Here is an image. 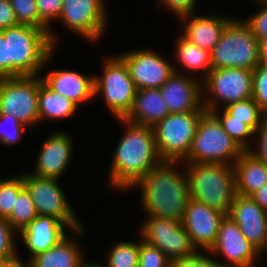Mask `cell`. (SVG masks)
<instances>
[{
	"label": "cell",
	"mask_w": 267,
	"mask_h": 267,
	"mask_svg": "<svg viewBox=\"0 0 267 267\" xmlns=\"http://www.w3.org/2000/svg\"><path fill=\"white\" fill-rule=\"evenodd\" d=\"M118 120L125 126V133L115 147L107 183L113 190L129 192L163 160L157 151L153 127Z\"/></svg>",
	"instance_id": "6da1fadb"
},
{
	"label": "cell",
	"mask_w": 267,
	"mask_h": 267,
	"mask_svg": "<svg viewBox=\"0 0 267 267\" xmlns=\"http://www.w3.org/2000/svg\"><path fill=\"white\" fill-rule=\"evenodd\" d=\"M179 166L183 171L178 169ZM137 188L141 190V208L145 215L183 221L190 191L182 161H162L131 187V190Z\"/></svg>",
	"instance_id": "7a4b0ae2"
},
{
	"label": "cell",
	"mask_w": 267,
	"mask_h": 267,
	"mask_svg": "<svg viewBox=\"0 0 267 267\" xmlns=\"http://www.w3.org/2000/svg\"><path fill=\"white\" fill-rule=\"evenodd\" d=\"M2 32L8 40V77L40 75L57 52L41 28L18 24Z\"/></svg>",
	"instance_id": "3957f363"
},
{
	"label": "cell",
	"mask_w": 267,
	"mask_h": 267,
	"mask_svg": "<svg viewBox=\"0 0 267 267\" xmlns=\"http://www.w3.org/2000/svg\"><path fill=\"white\" fill-rule=\"evenodd\" d=\"M190 198L228 215L237 195L234 166L221 163L183 162Z\"/></svg>",
	"instance_id": "277c9868"
},
{
	"label": "cell",
	"mask_w": 267,
	"mask_h": 267,
	"mask_svg": "<svg viewBox=\"0 0 267 267\" xmlns=\"http://www.w3.org/2000/svg\"><path fill=\"white\" fill-rule=\"evenodd\" d=\"M260 63L258 39L240 18H231L220 40L211 51L212 69L244 68L253 70Z\"/></svg>",
	"instance_id": "5b68a950"
},
{
	"label": "cell",
	"mask_w": 267,
	"mask_h": 267,
	"mask_svg": "<svg viewBox=\"0 0 267 267\" xmlns=\"http://www.w3.org/2000/svg\"><path fill=\"white\" fill-rule=\"evenodd\" d=\"M243 152L218 119L206 111L198 122L190 152L182 162L233 165Z\"/></svg>",
	"instance_id": "8992f818"
},
{
	"label": "cell",
	"mask_w": 267,
	"mask_h": 267,
	"mask_svg": "<svg viewBox=\"0 0 267 267\" xmlns=\"http://www.w3.org/2000/svg\"><path fill=\"white\" fill-rule=\"evenodd\" d=\"M104 59L102 74L94 75V99L102 96L115 119H124L132 109L137 88L118 55Z\"/></svg>",
	"instance_id": "52a82bcc"
},
{
	"label": "cell",
	"mask_w": 267,
	"mask_h": 267,
	"mask_svg": "<svg viewBox=\"0 0 267 267\" xmlns=\"http://www.w3.org/2000/svg\"><path fill=\"white\" fill-rule=\"evenodd\" d=\"M253 70L212 69L202 81L203 106L207 112L252 97ZM207 96V97H206Z\"/></svg>",
	"instance_id": "ba28073f"
},
{
	"label": "cell",
	"mask_w": 267,
	"mask_h": 267,
	"mask_svg": "<svg viewBox=\"0 0 267 267\" xmlns=\"http://www.w3.org/2000/svg\"><path fill=\"white\" fill-rule=\"evenodd\" d=\"M205 112L170 113L153 126L157 151L163 161H183L188 156Z\"/></svg>",
	"instance_id": "9c48e42d"
},
{
	"label": "cell",
	"mask_w": 267,
	"mask_h": 267,
	"mask_svg": "<svg viewBox=\"0 0 267 267\" xmlns=\"http://www.w3.org/2000/svg\"><path fill=\"white\" fill-rule=\"evenodd\" d=\"M40 75L0 78V114H12L26 127L39 123Z\"/></svg>",
	"instance_id": "30bf717a"
},
{
	"label": "cell",
	"mask_w": 267,
	"mask_h": 267,
	"mask_svg": "<svg viewBox=\"0 0 267 267\" xmlns=\"http://www.w3.org/2000/svg\"><path fill=\"white\" fill-rule=\"evenodd\" d=\"M24 187L30 193L38 215L52 216L63 222L71 231L83 226L76 215L59 179L23 173Z\"/></svg>",
	"instance_id": "8fae6325"
},
{
	"label": "cell",
	"mask_w": 267,
	"mask_h": 267,
	"mask_svg": "<svg viewBox=\"0 0 267 267\" xmlns=\"http://www.w3.org/2000/svg\"><path fill=\"white\" fill-rule=\"evenodd\" d=\"M138 232L143 241L160 249L171 261L199 251L182 222L174 219L146 216Z\"/></svg>",
	"instance_id": "7c38bea8"
},
{
	"label": "cell",
	"mask_w": 267,
	"mask_h": 267,
	"mask_svg": "<svg viewBox=\"0 0 267 267\" xmlns=\"http://www.w3.org/2000/svg\"><path fill=\"white\" fill-rule=\"evenodd\" d=\"M106 6L105 0H62L58 21L86 41L97 43L109 26Z\"/></svg>",
	"instance_id": "4fadbf2b"
},
{
	"label": "cell",
	"mask_w": 267,
	"mask_h": 267,
	"mask_svg": "<svg viewBox=\"0 0 267 267\" xmlns=\"http://www.w3.org/2000/svg\"><path fill=\"white\" fill-rule=\"evenodd\" d=\"M208 252L224 258L225 262L217 260L223 267H254L262 254L228 215L222 219L217 240Z\"/></svg>",
	"instance_id": "5bb4252c"
},
{
	"label": "cell",
	"mask_w": 267,
	"mask_h": 267,
	"mask_svg": "<svg viewBox=\"0 0 267 267\" xmlns=\"http://www.w3.org/2000/svg\"><path fill=\"white\" fill-rule=\"evenodd\" d=\"M119 54L137 90L160 88L175 72L172 62L149 48Z\"/></svg>",
	"instance_id": "9a60e30c"
},
{
	"label": "cell",
	"mask_w": 267,
	"mask_h": 267,
	"mask_svg": "<svg viewBox=\"0 0 267 267\" xmlns=\"http://www.w3.org/2000/svg\"><path fill=\"white\" fill-rule=\"evenodd\" d=\"M225 215L217 209L190 198L182 225L199 251H209L213 247Z\"/></svg>",
	"instance_id": "2e32d148"
},
{
	"label": "cell",
	"mask_w": 267,
	"mask_h": 267,
	"mask_svg": "<svg viewBox=\"0 0 267 267\" xmlns=\"http://www.w3.org/2000/svg\"><path fill=\"white\" fill-rule=\"evenodd\" d=\"M70 134L57 130L47 136L38 151L34 174L39 177L60 179L72 160L74 145Z\"/></svg>",
	"instance_id": "e0dca14e"
},
{
	"label": "cell",
	"mask_w": 267,
	"mask_h": 267,
	"mask_svg": "<svg viewBox=\"0 0 267 267\" xmlns=\"http://www.w3.org/2000/svg\"><path fill=\"white\" fill-rule=\"evenodd\" d=\"M84 226L70 230L63 222L55 217L47 215H38L30 224L24 228L19 236L24 247L29 251L28 262L40 253L49 250L62 240L68 233L82 236L85 232Z\"/></svg>",
	"instance_id": "ac0fdd59"
},
{
	"label": "cell",
	"mask_w": 267,
	"mask_h": 267,
	"mask_svg": "<svg viewBox=\"0 0 267 267\" xmlns=\"http://www.w3.org/2000/svg\"><path fill=\"white\" fill-rule=\"evenodd\" d=\"M170 113L206 111L202 81L182 72H174L159 88Z\"/></svg>",
	"instance_id": "d6986e66"
},
{
	"label": "cell",
	"mask_w": 267,
	"mask_h": 267,
	"mask_svg": "<svg viewBox=\"0 0 267 267\" xmlns=\"http://www.w3.org/2000/svg\"><path fill=\"white\" fill-rule=\"evenodd\" d=\"M228 216L239 226L245 238L263 254L267 249V212L250 196L237 194Z\"/></svg>",
	"instance_id": "ffe728a7"
},
{
	"label": "cell",
	"mask_w": 267,
	"mask_h": 267,
	"mask_svg": "<svg viewBox=\"0 0 267 267\" xmlns=\"http://www.w3.org/2000/svg\"><path fill=\"white\" fill-rule=\"evenodd\" d=\"M40 76L43 82L54 92L67 97L77 106L94 98V75H85L79 71L52 69Z\"/></svg>",
	"instance_id": "44dd1931"
},
{
	"label": "cell",
	"mask_w": 267,
	"mask_h": 267,
	"mask_svg": "<svg viewBox=\"0 0 267 267\" xmlns=\"http://www.w3.org/2000/svg\"><path fill=\"white\" fill-rule=\"evenodd\" d=\"M191 15L180 18L181 34L201 49L212 51L232 17L215 15ZM184 27V28H183Z\"/></svg>",
	"instance_id": "7402d4cb"
},
{
	"label": "cell",
	"mask_w": 267,
	"mask_h": 267,
	"mask_svg": "<svg viewBox=\"0 0 267 267\" xmlns=\"http://www.w3.org/2000/svg\"><path fill=\"white\" fill-rule=\"evenodd\" d=\"M169 114L159 88L138 89L132 109L124 119L133 124L153 127Z\"/></svg>",
	"instance_id": "603a6c76"
},
{
	"label": "cell",
	"mask_w": 267,
	"mask_h": 267,
	"mask_svg": "<svg viewBox=\"0 0 267 267\" xmlns=\"http://www.w3.org/2000/svg\"><path fill=\"white\" fill-rule=\"evenodd\" d=\"M174 55L176 58L175 61L178 63L177 68L176 65L174 66L176 72L180 73L182 70L183 74L198 79L201 77L200 80L203 81L212 70L211 52L199 48L193 42L186 39L181 33L175 40Z\"/></svg>",
	"instance_id": "cb8c5ba5"
},
{
	"label": "cell",
	"mask_w": 267,
	"mask_h": 267,
	"mask_svg": "<svg viewBox=\"0 0 267 267\" xmlns=\"http://www.w3.org/2000/svg\"><path fill=\"white\" fill-rule=\"evenodd\" d=\"M233 166L237 194L251 196L267 183V165L249 151H244Z\"/></svg>",
	"instance_id": "d4e9b609"
},
{
	"label": "cell",
	"mask_w": 267,
	"mask_h": 267,
	"mask_svg": "<svg viewBox=\"0 0 267 267\" xmlns=\"http://www.w3.org/2000/svg\"><path fill=\"white\" fill-rule=\"evenodd\" d=\"M72 235H66L49 250L33 257L30 267H79L85 260L83 249Z\"/></svg>",
	"instance_id": "484cf974"
},
{
	"label": "cell",
	"mask_w": 267,
	"mask_h": 267,
	"mask_svg": "<svg viewBox=\"0 0 267 267\" xmlns=\"http://www.w3.org/2000/svg\"><path fill=\"white\" fill-rule=\"evenodd\" d=\"M39 123L44 120L60 121L69 118L77 111L78 106L67 97L51 90L43 81L38 94Z\"/></svg>",
	"instance_id": "4316f807"
},
{
	"label": "cell",
	"mask_w": 267,
	"mask_h": 267,
	"mask_svg": "<svg viewBox=\"0 0 267 267\" xmlns=\"http://www.w3.org/2000/svg\"><path fill=\"white\" fill-rule=\"evenodd\" d=\"M211 113L218 119L222 128L244 151L250 150L253 146L250 139L256 136L255 131L249 125L239 119H233V116L229 115L223 108L212 110Z\"/></svg>",
	"instance_id": "83f0119b"
},
{
	"label": "cell",
	"mask_w": 267,
	"mask_h": 267,
	"mask_svg": "<svg viewBox=\"0 0 267 267\" xmlns=\"http://www.w3.org/2000/svg\"><path fill=\"white\" fill-rule=\"evenodd\" d=\"M139 241H117L107 252L105 267H138Z\"/></svg>",
	"instance_id": "f1b7e54d"
},
{
	"label": "cell",
	"mask_w": 267,
	"mask_h": 267,
	"mask_svg": "<svg viewBox=\"0 0 267 267\" xmlns=\"http://www.w3.org/2000/svg\"><path fill=\"white\" fill-rule=\"evenodd\" d=\"M38 216L30 193L24 188L15 199V204L6 220L20 233L30 222Z\"/></svg>",
	"instance_id": "f546056e"
},
{
	"label": "cell",
	"mask_w": 267,
	"mask_h": 267,
	"mask_svg": "<svg viewBox=\"0 0 267 267\" xmlns=\"http://www.w3.org/2000/svg\"><path fill=\"white\" fill-rule=\"evenodd\" d=\"M233 119H239L249 125L255 132L261 125L263 117L266 115L257 102L251 97L238 101L223 108Z\"/></svg>",
	"instance_id": "4dcf8cb0"
},
{
	"label": "cell",
	"mask_w": 267,
	"mask_h": 267,
	"mask_svg": "<svg viewBox=\"0 0 267 267\" xmlns=\"http://www.w3.org/2000/svg\"><path fill=\"white\" fill-rule=\"evenodd\" d=\"M0 178V217L7 218L18 194L25 188L22 173L11 178Z\"/></svg>",
	"instance_id": "1f68e13d"
},
{
	"label": "cell",
	"mask_w": 267,
	"mask_h": 267,
	"mask_svg": "<svg viewBox=\"0 0 267 267\" xmlns=\"http://www.w3.org/2000/svg\"><path fill=\"white\" fill-rule=\"evenodd\" d=\"M18 24L41 28L49 34L50 29L39 19L36 0H10Z\"/></svg>",
	"instance_id": "d6a6232c"
},
{
	"label": "cell",
	"mask_w": 267,
	"mask_h": 267,
	"mask_svg": "<svg viewBox=\"0 0 267 267\" xmlns=\"http://www.w3.org/2000/svg\"><path fill=\"white\" fill-rule=\"evenodd\" d=\"M12 114H0V142L3 146L14 145L22 139L27 130ZM8 129V130H7Z\"/></svg>",
	"instance_id": "836d02e7"
},
{
	"label": "cell",
	"mask_w": 267,
	"mask_h": 267,
	"mask_svg": "<svg viewBox=\"0 0 267 267\" xmlns=\"http://www.w3.org/2000/svg\"><path fill=\"white\" fill-rule=\"evenodd\" d=\"M17 236L19 233L5 218L0 217V259L11 260L19 256Z\"/></svg>",
	"instance_id": "e575fe53"
},
{
	"label": "cell",
	"mask_w": 267,
	"mask_h": 267,
	"mask_svg": "<svg viewBox=\"0 0 267 267\" xmlns=\"http://www.w3.org/2000/svg\"><path fill=\"white\" fill-rule=\"evenodd\" d=\"M39 19L50 29L49 38L56 47L58 40L55 30L51 27L52 21H58L62 11V0H36Z\"/></svg>",
	"instance_id": "d590c367"
},
{
	"label": "cell",
	"mask_w": 267,
	"mask_h": 267,
	"mask_svg": "<svg viewBox=\"0 0 267 267\" xmlns=\"http://www.w3.org/2000/svg\"><path fill=\"white\" fill-rule=\"evenodd\" d=\"M139 242L138 267H171L172 261L157 247L142 240Z\"/></svg>",
	"instance_id": "8d00e7d4"
},
{
	"label": "cell",
	"mask_w": 267,
	"mask_h": 267,
	"mask_svg": "<svg viewBox=\"0 0 267 267\" xmlns=\"http://www.w3.org/2000/svg\"><path fill=\"white\" fill-rule=\"evenodd\" d=\"M252 98L267 115V64L259 63L253 69Z\"/></svg>",
	"instance_id": "74e56055"
},
{
	"label": "cell",
	"mask_w": 267,
	"mask_h": 267,
	"mask_svg": "<svg viewBox=\"0 0 267 267\" xmlns=\"http://www.w3.org/2000/svg\"><path fill=\"white\" fill-rule=\"evenodd\" d=\"M254 1L259 6V10L244 21L250 26L255 38L259 40L267 38V1Z\"/></svg>",
	"instance_id": "f35d334b"
},
{
	"label": "cell",
	"mask_w": 267,
	"mask_h": 267,
	"mask_svg": "<svg viewBox=\"0 0 267 267\" xmlns=\"http://www.w3.org/2000/svg\"><path fill=\"white\" fill-rule=\"evenodd\" d=\"M207 253L210 257L206 255ZM211 256L208 251H198L192 256L173 260L171 267H223L216 258Z\"/></svg>",
	"instance_id": "ab89813d"
},
{
	"label": "cell",
	"mask_w": 267,
	"mask_h": 267,
	"mask_svg": "<svg viewBox=\"0 0 267 267\" xmlns=\"http://www.w3.org/2000/svg\"><path fill=\"white\" fill-rule=\"evenodd\" d=\"M197 0H158L157 2L160 7L166 8L167 11L172 13L175 17L179 19L188 15H191L192 13H195L194 10H196V2Z\"/></svg>",
	"instance_id": "60d3db41"
},
{
	"label": "cell",
	"mask_w": 267,
	"mask_h": 267,
	"mask_svg": "<svg viewBox=\"0 0 267 267\" xmlns=\"http://www.w3.org/2000/svg\"><path fill=\"white\" fill-rule=\"evenodd\" d=\"M255 135L258 139L256 142L258 145L257 148L255 144L254 147H251L248 150L251 154H253L257 159L264 162L267 165V115L263 117L261 125L256 130ZM254 149V150H253Z\"/></svg>",
	"instance_id": "b9f144b4"
},
{
	"label": "cell",
	"mask_w": 267,
	"mask_h": 267,
	"mask_svg": "<svg viewBox=\"0 0 267 267\" xmlns=\"http://www.w3.org/2000/svg\"><path fill=\"white\" fill-rule=\"evenodd\" d=\"M18 22L10 0H0V31L17 26Z\"/></svg>",
	"instance_id": "7bdbcfd3"
},
{
	"label": "cell",
	"mask_w": 267,
	"mask_h": 267,
	"mask_svg": "<svg viewBox=\"0 0 267 267\" xmlns=\"http://www.w3.org/2000/svg\"><path fill=\"white\" fill-rule=\"evenodd\" d=\"M8 77V40L0 31V78Z\"/></svg>",
	"instance_id": "ee69618b"
},
{
	"label": "cell",
	"mask_w": 267,
	"mask_h": 267,
	"mask_svg": "<svg viewBox=\"0 0 267 267\" xmlns=\"http://www.w3.org/2000/svg\"><path fill=\"white\" fill-rule=\"evenodd\" d=\"M264 211L267 212V183L250 196Z\"/></svg>",
	"instance_id": "f6af8a7d"
},
{
	"label": "cell",
	"mask_w": 267,
	"mask_h": 267,
	"mask_svg": "<svg viewBox=\"0 0 267 267\" xmlns=\"http://www.w3.org/2000/svg\"><path fill=\"white\" fill-rule=\"evenodd\" d=\"M258 45L260 63L267 64V38L259 39Z\"/></svg>",
	"instance_id": "bcb514c9"
},
{
	"label": "cell",
	"mask_w": 267,
	"mask_h": 267,
	"mask_svg": "<svg viewBox=\"0 0 267 267\" xmlns=\"http://www.w3.org/2000/svg\"><path fill=\"white\" fill-rule=\"evenodd\" d=\"M3 267H30V263L26 260V261H22L20 256L11 259V260H7Z\"/></svg>",
	"instance_id": "7dc6e473"
},
{
	"label": "cell",
	"mask_w": 267,
	"mask_h": 267,
	"mask_svg": "<svg viewBox=\"0 0 267 267\" xmlns=\"http://www.w3.org/2000/svg\"><path fill=\"white\" fill-rule=\"evenodd\" d=\"M79 267H105L103 262L101 261H92V262H88L87 259H85L80 265Z\"/></svg>",
	"instance_id": "c3c4849f"
},
{
	"label": "cell",
	"mask_w": 267,
	"mask_h": 267,
	"mask_svg": "<svg viewBox=\"0 0 267 267\" xmlns=\"http://www.w3.org/2000/svg\"><path fill=\"white\" fill-rule=\"evenodd\" d=\"M7 260H3V259H0V267H3L4 263L6 262Z\"/></svg>",
	"instance_id": "681fc988"
}]
</instances>
